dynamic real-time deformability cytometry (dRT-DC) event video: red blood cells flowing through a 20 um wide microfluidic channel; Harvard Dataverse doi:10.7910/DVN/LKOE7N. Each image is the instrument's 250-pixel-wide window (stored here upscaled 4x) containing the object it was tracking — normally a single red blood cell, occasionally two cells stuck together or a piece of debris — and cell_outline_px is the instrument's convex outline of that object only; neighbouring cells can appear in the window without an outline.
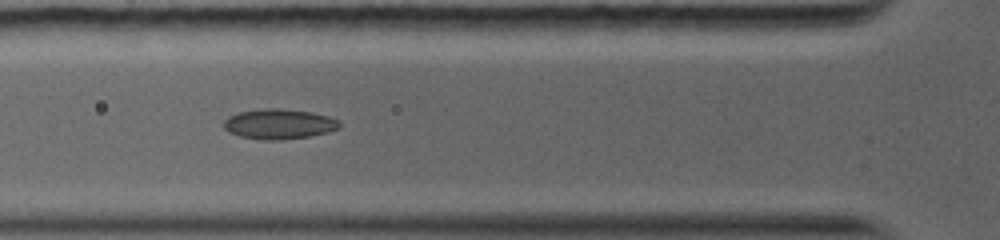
{"species": "common noctule bat (a hibernating species)", "species_latin": "Nyctalus noctula", "temperature_condition": "warm", "stored_images_in_passage": 6, "camera_frame_rate_fps": 5000, "um_per_image_px": 0.085, "animal": {"sex": "female", "body_mass_g": 19.0, "forearm_length_mm": 56.7}, "frame": {"image": 1, "passage_image": 4, "time_ms": 3.4, "image_size_px": [1000, 240], "cell_outline_px": [[340, 128], [328, 132], [308, 136], [280, 140], [264, 140], [240, 136], [228, 132], [224, 128], [224, 120], [228, 116], [240, 112], [264, 108], [276, 108], [312, 112], [328, 116], [340, 120]], "centroid_in_image_um": [23.72, 10.54], "position_along_channel_um": 102.1, "area_um2": 20.29}}
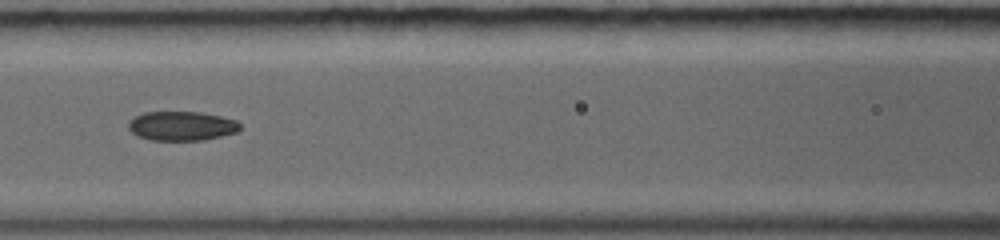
{"frame": {"image": 2, "passage_image": 5, "time_ms": 4.6, "image_size_px": [1000, 240], "cell_outline_px": [[240, 128], [236, 132], [204, 140], [152, 140], [136, 136], [128, 128], [128, 120], [144, 112], [200, 112], [220, 116], [236, 120], [240, 124]], "centroid_in_image_um": [15.41, 10.7], "position_along_channel_um": 151.2, "area_um2": 19.02}}
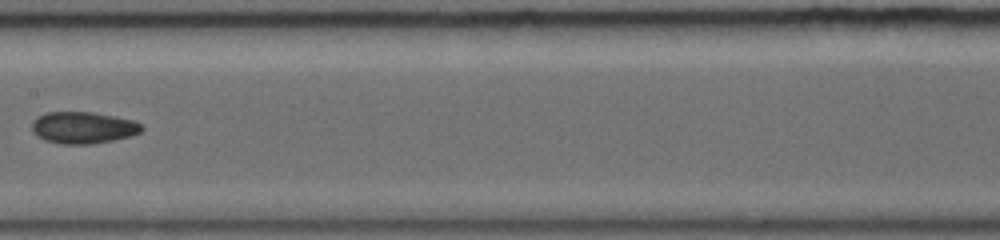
{"frame": {"image": 3, "passage_image": 6, "time_ms": 5.8, "image_size_px": [1000, 240], "cell_outline_px": [[144, 128], [140, 132], [128, 136], [112, 140], [88, 144], [60, 144], [44, 140], [36, 136], [32, 132], [32, 120], [36, 116], [44, 112], [92, 112], [116, 116], [132, 120], [140, 124]], "centroid_in_image_um": [7.0, 10.84], "position_along_channel_um": 200.4, "area_um2": 20.4}}